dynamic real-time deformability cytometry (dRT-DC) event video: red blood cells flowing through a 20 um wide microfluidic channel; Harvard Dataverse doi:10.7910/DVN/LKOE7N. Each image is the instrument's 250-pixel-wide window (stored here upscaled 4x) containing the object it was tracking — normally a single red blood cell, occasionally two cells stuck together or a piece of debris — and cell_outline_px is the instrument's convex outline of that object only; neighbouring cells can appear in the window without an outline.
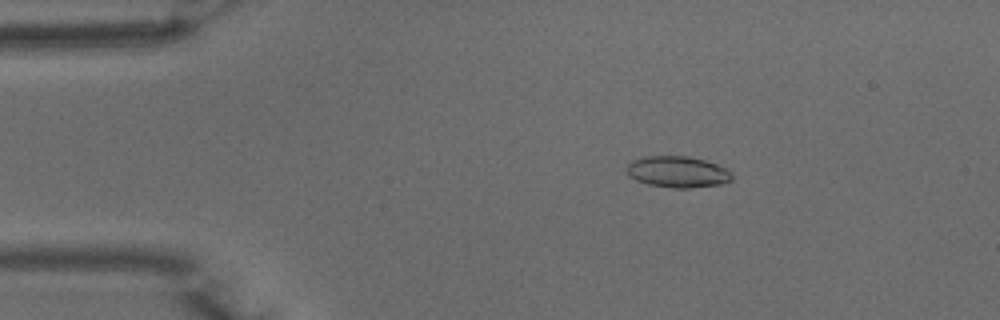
{"species": "common noctule bat (a hibernating species)", "species_latin": "Nyctalus noctula", "temperature_condition": "warm", "stored_images_in_passage": 51, "camera_frame_rate_fps": 3000, "um_per_image_px": 0.085, "animal": {"sex": "male", "body_mass_g": 15.6}, "frame": {"image": 1, "passage_image": 9, "time_ms": 2.667, "image_size_px": [1000, 320], "cell_outline_px": [[732, 180], [720, 184], [688, 188], [672, 188], [648, 184], [636, 180], [628, 176], [628, 164], [632, 160], [640, 156], [688, 156], [704, 160], [716, 164], [732, 172]], "centroid_in_image_um": [57.58, 14.6], "position_along_channel_um": 27.4, "area_um2": 19.19}}
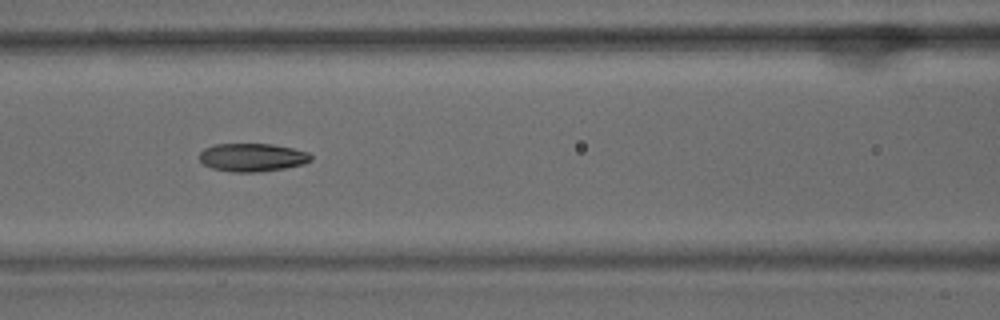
{"frame": {"image": 2, "passage_image": 22, "time_ms": 7.0, "image_size_px": [1000, 320], "cell_outline_px": [[312, 160], [304, 164], [284, 168], [256, 172], [232, 172], [212, 168], [204, 164], [200, 160], [200, 152], [204, 148], [212, 144], [272, 144], [292, 148], [308, 152], [312, 156]], "centroid_in_image_um": [21.44, 13.37], "position_along_channel_um": 145.2, "area_um2": 18.32}}
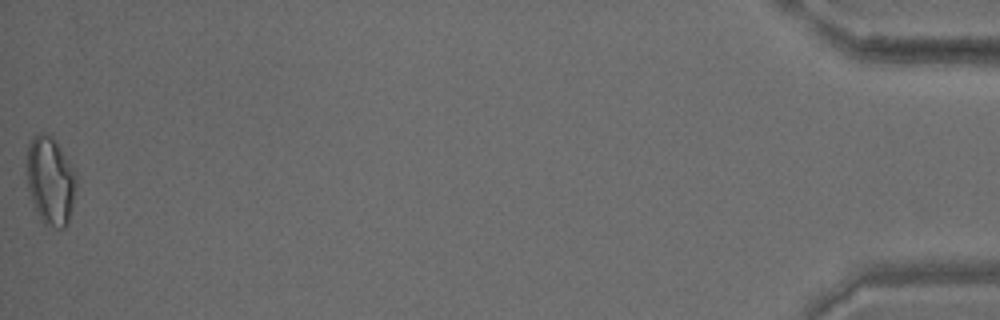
{"frame": {"image": 3, "passage_image": 51, "time_ms": 16.667, "image_size_px": [1000, 320], "cell_outline_px": [[76, 184], [72, 204], [68, 220], [64, 228], [60, 228], [44, 224], [40, 220], [32, 200], [28, 188], [24, 164], [28, 144], [32, 136], [40, 132], [44, 132], [52, 136], [56, 140], [72, 168], [76, 176]], "centroid_in_image_um": [4.22, 15.3], "position_along_channel_um": 431.0, "area_um2": 25.61}, "authors_computed_cell_mechanics": {"area_um2": 18.9006, "velocity_mm_per_s": 3.9939, "shape_relaxation_time_tau1_ms": 8.7451, "shape_relaxation_time_tau2_ms": 1.8892, "deformation_change_tau1": 0.2319, "deformation_change_tau2": 0.0785}}